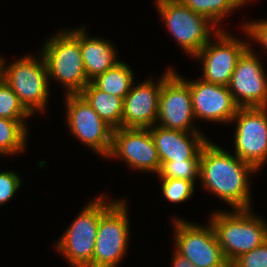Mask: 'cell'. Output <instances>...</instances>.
Segmentation results:
<instances>
[{
	"label": "cell",
	"mask_w": 267,
	"mask_h": 267,
	"mask_svg": "<svg viewBox=\"0 0 267 267\" xmlns=\"http://www.w3.org/2000/svg\"><path fill=\"white\" fill-rule=\"evenodd\" d=\"M157 149L161 167L168 161L201 159L202 147L208 142L200 132L166 129L161 126L149 128ZM191 134V137L188 136Z\"/></svg>",
	"instance_id": "e0dca14e"
},
{
	"label": "cell",
	"mask_w": 267,
	"mask_h": 267,
	"mask_svg": "<svg viewBox=\"0 0 267 267\" xmlns=\"http://www.w3.org/2000/svg\"><path fill=\"white\" fill-rule=\"evenodd\" d=\"M175 231V251L196 267H228L211 223L199 226L183 219L172 220Z\"/></svg>",
	"instance_id": "ba28073f"
},
{
	"label": "cell",
	"mask_w": 267,
	"mask_h": 267,
	"mask_svg": "<svg viewBox=\"0 0 267 267\" xmlns=\"http://www.w3.org/2000/svg\"><path fill=\"white\" fill-rule=\"evenodd\" d=\"M126 207L125 201L115 200L101 214L92 267H116L125 256L130 232Z\"/></svg>",
	"instance_id": "52a82bcc"
},
{
	"label": "cell",
	"mask_w": 267,
	"mask_h": 267,
	"mask_svg": "<svg viewBox=\"0 0 267 267\" xmlns=\"http://www.w3.org/2000/svg\"><path fill=\"white\" fill-rule=\"evenodd\" d=\"M162 181V194L171 203L185 202L194 192V183L192 181L160 178Z\"/></svg>",
	"instance_id": "d4e9b609"
},
{
	"label": "cell",
	"mask_w": 267,
	"mask_h": 267,
	"mask_svg": "<svg viewBox=\"0 0 267 267\" xmlns=\"http://www.w3.org/2000/svg\"><path fill=\"white\" fill-rule=\"evenodd\" d=\"M32 114L3 78H0V118L25 120Z\"/></svg>",
	"instance_id": "603a6c76"
},
{
	"label": "cell",
	"mask_w": 267,
	"mask_h": 267,
	"mask_svg": "<svg viewBox=\"0 0 267 267\" xmlns=\"http://www.w3.org/2000/svg\"><path fill=\"white\" fill-rule=\"evenodd\" d=\"M159 14L181 48L194 57L210 40V33L221 30L180 0H156ZM217 27V28H216Z\"/></svg>",
	"instance_id": "8992f818"
},
{
	"label": "cell",
	"mask_w": 267,
	"mask_h": 267,
	"mask_svg": "<svg viewBox=\"0 0 267 267\" xmlns=\"http://www.w3.org/2000/svg\"><path fill=\"white\" fill-rule=\"evenodd\" d=\"M42 54L35 59L31 56H24L10 63H5L0 58L1 78L11 87L19 97L24 107L33 114L36 110H43L46 107L49 95V79L47 67Z\"/></svg>",
	"instance_id": "5b68a950"
},
{
	"label": "cell",
	"mask_w": 267,
	"mask_h": 267,
	"mask_svg": "<svg viewBox=\"0 0 267 267\" xmlns=\"http://www.w3.org/2000/svg\"><path fill=\"white\" fill-rule=\"evenodd\" d=\"M80 27V45L85 72L89 81L112 68L120 61L116 60L117 53L113 45L107 40L92 37Z\"/></svg>",
	"instance_id": "ac0fdd59"
},
{
	"label": "cell",
	"mask_w": 267,
	"mask_h": 267,
	"mask_svg": "<svg viewBox=\"0 0 267 267\" xmlns=\"http://www.w3.org/2000/svg\"><path fill=\"white\" fill-rule=\"evenodd\" d=\"M80 94L113 130L122 127L123 98L108 94L89 82Z\"/></svg>",
	"instance_id": "d6986e66"
},
{
	"label": "cell",
	"mask_w": 267,
	"mask_h": 267,
	"mask_svg": "<svg viewBox=\"0 0 267 267\" xmlns=\"http://www.w3.org/2000/svg\"><path fill=\"white\" fill-rule=\"evenodd\" d=\"M251 46L239 58L228 85L239 108L267 107V76Z\"/></svg>",
	"instance_id": "5bb4252c"
},
{
	"label": "cell",
	"mask_w": 267,
	"mask_h": 267,
	"mask_svg": "<svg viewBox=\"0 0 267 267\" xmlns=\"http://www.w3.org/2000/svg\"><path fill=\"white\" fill-rule=\"evenodd\" d=\"M172 264V267H196L191 261L181 256L176 251L173 255Z\"/></svg>",
	"instance_id": "f1b7e54d"
},
{
	"label": "cell",
	"mask_w": 267,
	"mask_h": 267,
	"mask_svg": "<svg viewBox=\"0 0 267 267\" xmlns=\"http://www.w3.org/2000/svg\"><path fill=\"white\" fill-rule=\"evenodd\" d=\"M187 82L195 118L218 123L232 121L239 107L234 102L228 86L209 83L202 79Z\"/></svg>",
	"instance_id": "9a60e30c"
},
{
	"label": "cell",
	"mask_w": 267,
	"mask_h": 267,
	"mask_svg": "<svg viewBox=\"0 0 267 267\" xmlns=\"http://www.w3.org/2000/svg\"><path fill=\"white\" fill-rule=\"evenodd\" d=\"M244 5L249 1V0H242Z\"/></svg>",
	"instance_id": "f546056e"
},
{
	"label": "cell",
	"mask_w": 267,
	"mask_h": 267,
	"mask_svg": "<svg viewBox=\"0 0 267 267\" xmlns=\"http://www.w3.org/2000/svg\"><path fill=\"white\" fill-rule=\"evenodd\" d=\"M250 210L235 209L233 213L219 211L212 214L210 223L229 264L267 240V223Z\"/></svg>",
	"instance_id": "7a4b0ae2"
},
{
	"label": "cell",
	"mask_w": 267,
	"mask_h": 267,
	"mask_svg": "<svg viewBox=\"0 0 267 267\" xmlns=\"http://www.w3.org/2000/svg\"><path fill=\"white\" fill-rule=\"evenodd\" d=\"M107 157H118L133 169L159 174L161 162L149 128H118L112 131Z\"/></svg>",
	"instance_id": "4fadbf2b"
},
{
	"label": "cell",
	"mask_w": 267,
	"mask_h": 267,
	"mask_svg": "<svg viewBox=\"0 0 267 267\" xmlns=\"http://www.w3.org/2000/svg\"><path fill=\"white\" fill-rule=\"evenodd\" d=\"M200 172V159H189L185 161H168L159 172V178H175L192 181L195 183Z\"/></svg>",
	"instance_id": "cb8c5ba5"
},
{
	"label": "cell",
	"mask_w": 267,
	"mask_h": 267,
	"mask_svg": "<svg viewBox=\"0 0 267 267\" xmlns=\"http://www.w3.org/2000/svg\"><path fill=\"white\" fill-rule=\"evenodd\" d=\"M162 76V88L159 97V126L166 129L199 132L193 122L194 113L189 83L169 68Z\"/></svg>",
	"instance_id": "9c48e42d"
},
{
	"label": "cell",
	"mask_w": 267,
	"mask_h": 267,
	"mask_svg": "<svg viewBox=\"0 0 267 267\" xmlns=\"http://www.w3.org/2000/svg\"><path fill=\"white\" fill-rule=\"evenodd\" d=\"M67 123L73 134L86 146L107 157L112 147V131L80 94H67Z\"/></svg>",
	"instance_id": "8fae6325"
},
{
	"label": "cell",
	"mask_w": 267,
	"mask_h": 267,
	"mask_svg": "<svg viewBox=\"0 0 267 267\" xmlns=\"http://www.w3.org/2000/svg\"><path fill=\"white\" fill-rule=\"evenodd\" d=\"M231 267H267V240L254 248L237 257Z\"/></svg>",
	"instance_id": "484cf974"
},
{
	"label": "cell",
	"mask_w": 267,
	"mask_h": 267,
	"mask_svg": "<svg viewBox=\"0 0 267 267\" xmlns=\"http://www.w3.org/2000/svg\"><path fill=\"white\" fill-rule=\"evenodd\" d=\"M90 82L99 90L124 99L134 83V75L129 65L119 62Z\"/></svg>",
	"instance_id": "ffe728a7"
},
{
	"label": "cell",
	"mask_w": 267,
	"mask_h": 267,
	"mask_svg": "<svg viewBox=\"0 0 267 267\" xmlns=\"http://www.w3.org/2000/svg\"><path fill=\"white\" fill-rule=\"evenodd\" d=\"M101 195L82 209L56 243L57 249L73 267H92L99 220L101 214L113 203H107L105 196Z\"/></svg>",
	"instance_id": "277c9868"
},
{
	"label": "cell",
	"mask_w": 267,
	"mask_h": 267,
	"mask_svg": "<svg viewBox=\"0 0 267 267\" xmlns=\"http://www.w3.org/2000/svg\"><path fill=\"white\" fill-rule=\"evenodd\" d=\"M19 175L13 171L0 172V205L6 203L20 188Z\"/></svg>",
	"instance_id": "4316f807"
},
{
	"label": "cell",
	"mask_w": 267,
	"mask_h": 267,
	"mask_svg": "<svg viewBox=\"0 0 267 267\" xmlns=\"http://www.w3.org/2000/svg\"><path fill=\"white\" fill-rule=\"evenodd\" d=\"M48 77L60 81L66 94L80 93L90 82L87 78L80 45V28L61 31L42 47Z\"/></svg>",
	"instance_id": "3957f363"
},
{
	"label": "cell",
	"mask_w": 267,
	"mask_h": 267,
	"mask_svg": "<svg viewBox=\"0 0 267 267\" xmlns=\"http://www.w3.org/2000/svg\"><path fill=\"white\" fill-rule=\"evenodd\" d=\"M25 120L0 118V154H18L25 148L27 127Z\"/></svg>",
	"instance_id": "44dd1931"
},
{
	"label": "cell",
	"mask_w": 267,
	"mask_h": 267,
	"mask_svg": "<svg viewBox=\"0 0 267 267\" xmlns=\"http://www.w3.org/2000/svg\"><path fill=\"white\" fill-rule=\"evenodd\" d=\"M185 6L192 9L195 13L203 15L212 21L216 26L217 23L225 18L233 9L241 7L244 3L242 0H180Z\"/></svg>",
	"instance_id": "7402d4cb"
},
{
	"label": "cell",
	"mask_w": 267,
	"mask_h": 267,
	"mask_svg": "<svg viewBox=\"0 0 267 267\" xmlns=\"http://www.w3.org/2000/svg\"><path fill=\"white\" fill-rule=\"evenodd\" d=\"M154 83L146 80L138 86L132 84L123 99L122 128H150L157 124L162 77Z\"/></svg>",
	"instance_id": "2e32d148"
},
{
	"label": "cell",
	"mask_w": 267,
	"mask_h": 267,
	"mask_svg": "<svg viewBox=\"0 0 267 267\" xmlns=\"http://www.w3.org/2000/svg\"><path fill=\"white\" fill-rule=\"evenodd\" d=\"M256 171L252 165L210 141L202 147L199 178L204 188L234 209L250 208L248 177Z\"/></svg>",
	"instance_id": "6da1fadb"
},
{
	"label": "cell",
	"mask_w": 267,
	"mask_h": 267,
	"mask_svg": "<svg viewBox=\"0 0 267 267\" xmlns=\"http://www.w3.org/2000/svg\"><path fill=\"white\" fill-rule=\"evenodd\" d=\"M242 26L244 27L243 31L247 32V36L256 40L261 46L264 45L263 47L267 50V20L252 21Z\"/></svg>",
	"instance_id": "83f0119b"
},
{
	"label": "cell",
	"mask_w": 267,
	"mask_h": 267,
	"mask_svg": "<svg viewBox=\"0 0 267 267\" xmlns=\"http://www.w3.org/2000/svg\"><path fill=\"white\" fill-rule=\"evenodd\" d=\"M235 155L257 170L267 160V107L238 108Z\"/></svg>",
	"instance_id": "30bf717a"
},
{
	"label": "cell",
	"mask_w": 267,
	"mask_h": 267,
	"mask_svg": "<svg viewBox=\"0 0 267 267\" xmlns=\"http://www.w3.org/2000/svg\"><path fill=\"white\" fill-rule=\"evenodd\" d=\"M215 35L218 41L213 44L209 41L194 58L202 60V80L228 86L239 58L250 46L222 29Z\"/></svg>",
	"instance_id": "7c38bea8"
}]
</instances>
